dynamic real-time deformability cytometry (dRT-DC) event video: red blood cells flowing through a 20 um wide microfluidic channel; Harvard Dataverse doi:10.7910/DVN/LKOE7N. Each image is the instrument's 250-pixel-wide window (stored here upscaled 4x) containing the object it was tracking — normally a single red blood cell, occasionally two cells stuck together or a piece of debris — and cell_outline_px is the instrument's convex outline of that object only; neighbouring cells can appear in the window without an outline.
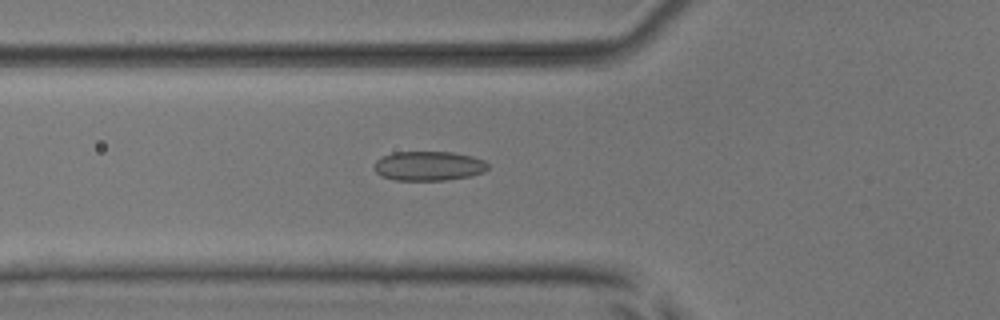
{"species": "common noctule bat (a hibernating species)", "species_latin": "Nyctalus noctula", "temperature_condition": "room temperature", "stored_images_in_passage": 52, "camera_frame_rate_fps": 3000, "um_per_image_px": 0.085, "animal": {"sex": "male", "body_mass_g": 17.9, "forearm_length_mm": 54.2}, "frame": {"image": 1, "passage_image": 19, "time_ms": 6.0, "image_size_px": [1000, 320], "cell_outline_px": [[488, 168], [484, 172], [468, 176], [444, 180], [396, 180], [380, 176], [376, 172], [376, 160], [380, 156], [392, 152], [452, 152], [472, 156], [484, 160], [488, 164]], "centroid_in_image_um": [36.42, 14.1], "position_along_channel_um": 89.4, "area_um2": 19.48}}
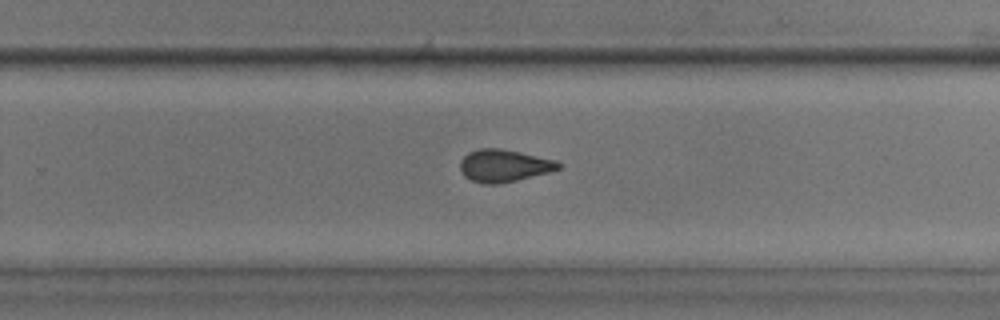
{"frame": {"image": 2, "passage_image": 34, "time_ms": 11.0, "image_size_px": [1000, 320], "cell_outline_px": [[560, 168], [548, 172], [516, 180], [496, 184], [484, 184], [472, 180], [464, 176], [460, 168], [460, 160], [468, 152], [480, 148], [500, 148], [520, 152], [556, 160], [560, 164]], "centroid_in_image_um": [42.8, 14.07], "position_along_channel_um": 287.0, "area_um2": 18.38}}
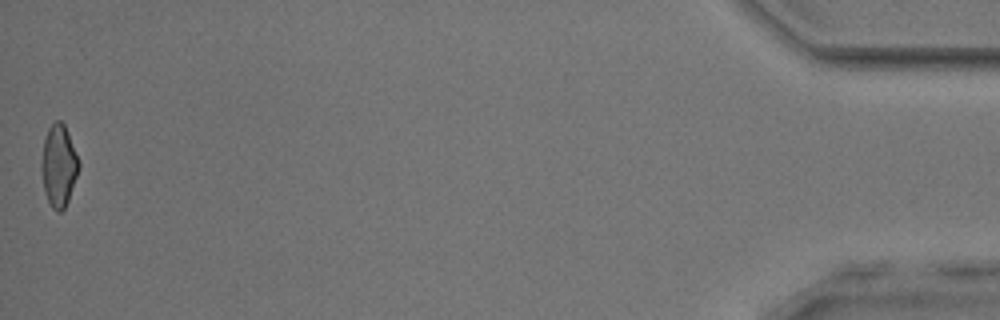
{"frame": {"image": 3, "passage_image": 52, "time_ms": 17.0, "image_size_px": [1000, 320], "cell_outline_px": [[80, 168], [68, 200], [64, 208], [60, 212], [56, 212], [52, 208], [44, 192], [40, 168], [40, 164], [44, 140], [48, 128], [56, 120], [60, 120], [64, 124], [68, 132], [80, 160]], "centroid_in_image_um": [4.99, 14.08], "position_along_channel_um": 430.2, "area_um2": 18.09}, "authors_computed_cell_mechanics": {"area_um2": 18.785, "velocity_mm_per_s": 3.9564, "shape_relaxation_time_tau1_ms": null, "shape_relaxation_time_tau2_ms": 1.7052, "deformation_change_tau1": null, "deformation_change_tau2": 0.0767}}